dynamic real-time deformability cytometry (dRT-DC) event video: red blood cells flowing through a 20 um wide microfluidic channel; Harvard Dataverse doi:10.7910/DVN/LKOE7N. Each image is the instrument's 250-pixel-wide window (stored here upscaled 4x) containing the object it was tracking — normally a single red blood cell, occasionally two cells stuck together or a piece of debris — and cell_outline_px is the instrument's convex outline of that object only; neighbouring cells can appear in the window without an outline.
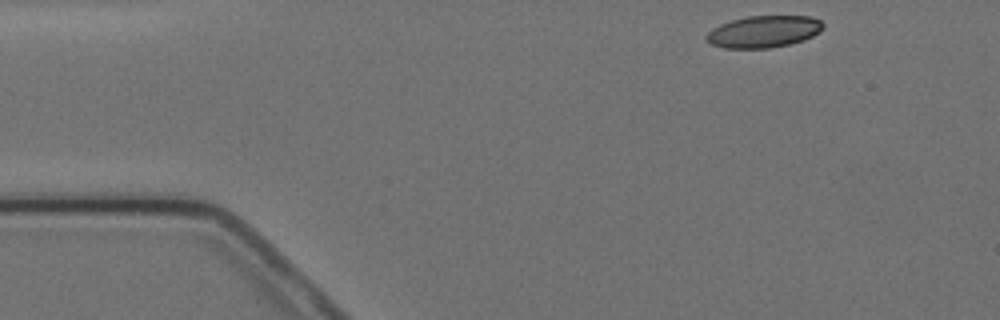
{"species": "Egyptian fruit bat (a non-hibernating species)", "species_latin": "Rousettus aegyptiacus", "temperature_condition": "cold", "stored_images_in_passage": 10, "camera_frame_rate_fps": 3000, "um_per_image_px": 0.085, "animal": {"sex": "female"}, "frame": {"image": 1, "passage_image": 1, "time_ms": 0.0, "image_size_px": [1000, 320], "cell_outline_px": [[824, 28], [820, 32], [804, 40], [788, 44], [768, 48], [724, 48], [712, 44], [704, 40], [704, 36], [712, 28], [720, 24], [732, 20], [748, 16], [812, 16], [820, 20], [824, 24]], "centroid_in_image_um": [64.91, 2.68], "position_along_channel_um": 20.1, "area_um2": 21.79}}
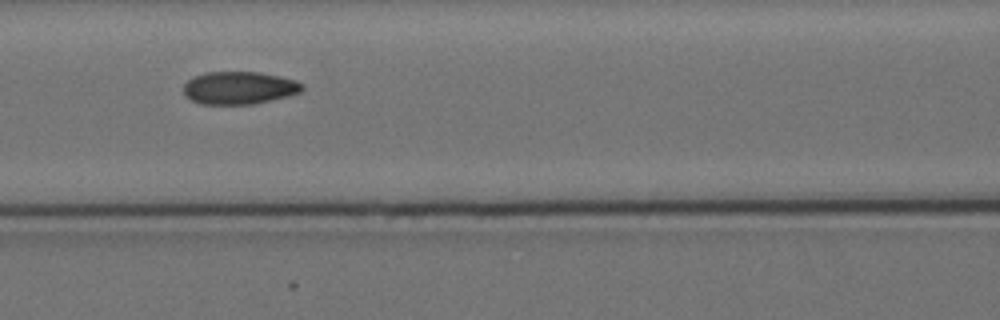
{"frame": {"image": 2, "passage_image": 6, "time_ms": 5.667, "image_size_px": [1000, 320], "cell_outline_px": [[304, 88], [300, 92], [288, 96], [252, 104], [200, 104], [184, 96], [184, 84], [188, 80], [196, 76], [208, 72], [260, 72], [280, 76], [296, 80], [304, 84]], "centroid_in_image_um": [20.35, 7.47], "position_along_channel_um": 146.3, "area_um2": 22.6}}
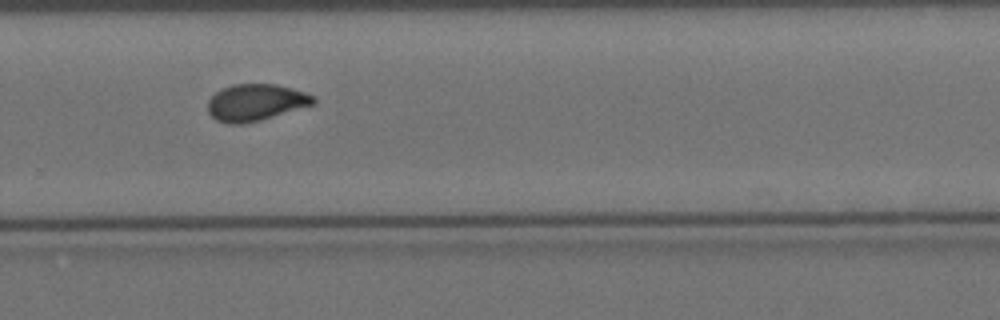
{"frame": {"image": 3, "passage_image": 10, "time_ms": 10.333, "image_size_px": [1000, 320], "cell_outline_px": [[316, 104], [260, 120], [240, 124], [228, 124], [216, 120], [208, 112], [208, 100], [216, 92], [232, 84], [276, 84], [292, 88], [316, 96]], "centroid_in_image_um": [21.76, 8.71], "position_along_channel_um": 308.0, "area_um2": 22.66}}